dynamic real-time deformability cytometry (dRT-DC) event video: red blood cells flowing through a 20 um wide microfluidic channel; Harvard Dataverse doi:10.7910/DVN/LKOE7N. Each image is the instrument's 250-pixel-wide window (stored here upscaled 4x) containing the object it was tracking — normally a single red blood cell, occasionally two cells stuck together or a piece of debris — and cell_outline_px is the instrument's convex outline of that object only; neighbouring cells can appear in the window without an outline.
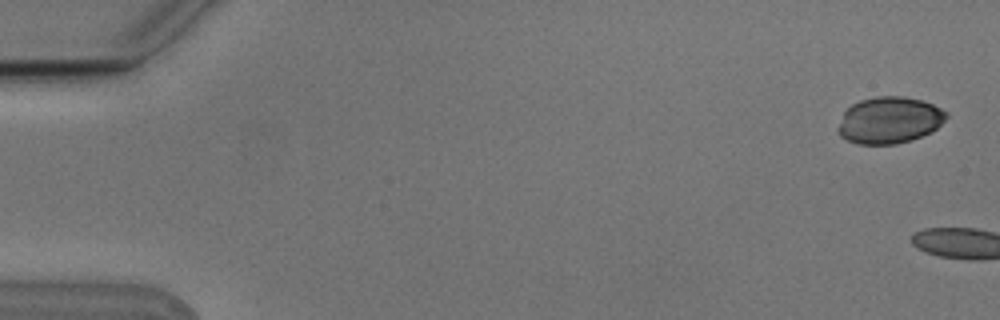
{"species": "Egyptian fruit bat (a non-hibernating species)", "species_latin": "Rousettus aegyptiacus", "temperature_condition": "cold", "stored_images_in_passage": 4, "camera_frame_rate_fps": 3000, "um_per_image_px": 0.085, "animal": {"sex": "male"}, "frame": {"image": 1, "passage_image": 1, "time_ms": 0.0, "image_size_px": [1000, 320], "cell_outline_px": [[948, 116], [936, 128], [912, 140], [896, 144], [860, 144], [848, 140], [840, 136], [836, 132], [836, 128], [844, 112], [852, 104], [860, 100], [876, 96], [904, 96], [924, 100], [948, 112]], "centroid_in_image_um": [75.57, 10.2], "position_along_channel_um": 9.4, "area_um2": 29.48}}